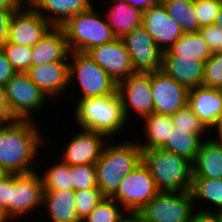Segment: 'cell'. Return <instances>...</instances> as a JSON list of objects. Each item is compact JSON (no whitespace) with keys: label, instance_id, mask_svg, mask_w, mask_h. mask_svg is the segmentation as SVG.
<instances>
[{"label":"cell","instance_id":"1","mask_svg":"<svg viewBox=\"0 0 222 222\" xmlns=\"http://www.w3.org/2000/svg\"><path fill=\"white\" fill-rule=\"evenodd\" d=\"M36 126L35 120L14 119L0 131V165L9 174L35 171L34 159L44 140Z\"/></svg>","mask_w":222,"mask_h":222},{"label":"cell","instance_id":"2","mask_svg":"<svg viewBox=\"0 0 222 222\" xmlns=\"http://www.w3.org/2000/svg\"><path fill=\"white\" fill-rule=\"evenodd\" d=\"M135 141H118L113 145L107 140L109 144H105L95 163L97 185L105 197H111L124 177L141 163L142 149Z\"/></svg>","mask_w":222,"mask_h":222},{"label":"cell","instance_id":"3","mask_svg":"<svg viewBox=\"0 0 222 222\" xmlns=\"http://www.w3.org/2000/svg\"><path fill=\"white\" fill-rule=\"evenodd\" d=\"M74 110L80 128L100 132L111 138L128 122L118 93L79 99ZM118 132V133H117Z\"/></svg>","mask_w":222,"mask_h":222},{"label":"cell","instance_id":"4","mask_svg":"<svg viewBox=\"0 0 222 222\" xmlns=\"http://www.w3.org/2000/svg\"><path fill=\"white\" fill-rule=\"evenodd\" d=\"M142 163L148 168L160 192L191 191L192 163L162 148L142 150Z\"/></svg>","mask_w":222,"mask_h":222},{"label":"cell","instance_id":"5","mask_svg":"<svg viewBox=\"0 0 222 222\" xmlns=\"http://www.w3.org/2000/svg\"><path fill=\"white\" fill-rule=\"evenodd\" d=\"M78 13L60 27L63 29L70 52L87 53L93 47L116 39L106 19L96 8Z\"/></svg>","mask_w":222,"mask_h":222},{"label":"cell","instance_id":"6","mask_svg":"<svg viewBox=\"0 0 222 222\" xmlns=\"http://www.w3.org/2000/svg\"><path fill=\"white\" fill-rule=\"evenodd\" d=\"M71 56V57H70ZM69 83L77 80L82 96L79 99L101 97L117 92V83L87 53L70 52Z\"/></svg>","mask_w":222,"mask_h":222},{"label":"cell","instance_id":"7","mask_svg":"<svg viewBox=\"0 0 222 222\" xmlns=\"http://www.w3.org/2000/svg\"><path fill=\"white\" fill-rule=\"evenodd\" d=\"M194 208L191 191L159 192L138 213L146 222H189Z\"/></svg>","mask_w":222,"mask_h":222},{"label":"cell","instance_id":"8","mask_svg":"<svg viewBox=\"0 0 222 222\" xmlns=\"http://www.w3.org/2000/svg\"><path fill=\"white\" fill-rule=\"evenodd\" d=\"M9 113L13 119L33 120V114L45 107L48 98L26 73H15L4 85Z\"/></svg>","mask_w":222,"mask_h":222},{"label":"cell","instance_id":"9","mask_svg":"<svg viewBox=\"0 0 222 222\" xmlns=\"http://www.w3.org/2000/svg\"><path fill=\"white\" fill-rule=\"evenodd\" d=\"M159 192L151 173L141 161L124 177L111 198L116 200L125 212H138Z\"/></svg>","mask_w":222,"mask_h":222},{"label":"cell","instance_id":"10","mask_svg":"<svg viewBox=\"0 0 222 222\" xmlns=\"http://www.w3.org/2000/svg\"><path fill=\"white\" fill-rule=\"evenodd\" d=\"M117 93L127 121L131 116V109L141 118L154 112L151 72H136L121 80L117 83Z\"/></svg>","mask_w":222,"mask_h":222},{"label":"cell","instance_id":"11","mask_svg":"<svg viewBox=\"0 0 222 222\" xmlns=\"http://www.w3.org/2000/svg\"><path fill=\"white\" fill-rule=\"evenodd\" d=\"M43 187L39 172L11 174L10 218L19 219L42 207Z\"/></svg>","mask_w":222,"mask_h":222},{"label":"cell","instance_id":"12","mask_svg":"<svg viewBox=\"0 0 222 222\" xmlns=\"http://www.w3.org/2000/svg\"><path fill=\"white\" fill-rule=\"evenodd\" d=\"M52 27L53 26L38 11L26 1L11 17L7 42L33 47Z\"/></svg>","mask_w":222,"mask_h":222},{"label":"cell","instance_id":"13","mask_svg":"<svg viewBox=\"0 0 222 222\" xmlns=\"http://www.w3.org/2000/svg\"><path fill=\"white\" fill-rule=\"evenodd\" d=\"M136 72H153L162 67V51L140 25L121 38Z\"/></svg>","mask_w":222,"mask_h":222},{"label":"cell","instance_id":"14","mask_svg":"<svg viewBox=\"0 0 222 222\" xmlns=\"http://www.w3.org/2000/svg\"><path fill=\"white\" fill-rule=\"evenodd\" d=\"M151 89L154 113L174 115L187 105L189 89L161 69L151 72Z\"/></svg>","mask_w":222,"mask_h":222},{"label":"cell","instance_id":"15","mask_svg":"<svg viewBox=\"0 0 222 222\" xmlns=\"http://www.w3.org/2000/svg\"><path fill=\"white\" fill-rule=\"evenodd\" d=\"M87 54L119 83L136 73L129 53L121 38L93 47Z\"/></svg>","mask_w":222,"mask_h":222},{"label":"cell","instance_id":"16","mask_svg":"<svg viewBox=\"0 0 222 222\" xmlns=\"http://www.w3.org/2000/svg\"><path fill=\"white\" fill-rule=\"evenodd\" d=\"M142 26L162 52L168 51L173 43L184 34L181 26L169 16L160 0L143 12Z\"/></svg>","mask_w":222,"mask_h":222},{"label":"cell","instance_id":"17","mask_svg":"<svg viewBox=\"0 0 222 222\" xmlns=\"http://www.w3.org/2000/svg\"><path fill=\"white\" fill-rule=\"evenodd\" d=\"M80 130L79 133H75V136L70 138L62 153L61 160L70 166L95 164L107 143L106 138L109 139L100 132L83 128Z\"/></svg>","mask_w":222,"mask_h":222},{"label":"cell","instance_id":"18","mask_svg":"<svg viewBox=\"0 0 222 222\" xmlns=\"http://www.w3.org/2000/svg\"><path fill=\"white\" fill-rule=\"evenodd\" d=\"M30 80L48 97L56 98L69 87V62H51L31 66L26 72Z\"/></svg>","mask_w":222,"mask_h":222},{"label":"cell","instance_id":"19","mask_svg":"<svg viewBox=\"0 0 222 222\" xmlns=\"http://www.w3.org/2000/svg\"><path fill=\"white\" fill-rule=\"evenodd\" d=\"M187 105L210 130L222 114V89L199 85L188 90Z\"/></svg>","mask_w":222,"mask_h":222},{"label":"cell","instance_id":"20","mask_svg":"<svg viewBox=\"0 0 222 222\" xmlns=\"http://www.w3.org/2000/svg\"><path fill=\"white\" fill-rule=\"evenodd\" d=\"M205 61L174 58L168 51L162 53V67L169 77L188 89L203 85Z\"/></svg>","mask_w":222,"mask_h":222},{"label":"cell","instance_id":"21","mask_svg":"<svg viewBox=\"0 0 222 222\" xmlns=\"http://www.w3.org/2000/svg\"><path fill=\"white\" fill-rule=\"evenodd\" d=\"M70 50L61 27H52L49 32L32 47V66L51 62H67Z\"/></svg>","mask_w":222,"mask_h":222},{"label":"cell","instance_id":"22","mask_svg":"<svg viewBox=\"0 0 222 222\" xmlns=\"http://www.w3.org/2000/svg\"><path fill=\"white\" fill-rule=\"evenodd\" d=\"M27 2H29L53 27H60L69 18L93 6L90 0H28ZM45 11L50 15L46 16Z\"/></svg>","mask_w":222,"mask_h":222},{"label":"cell","instance_id":"23","mask_svg":"<svg viewBox=\"0 0 222 222\" xmlns=\"http://www.w3.org/2000/svg\"><path fill=\"white\" fill-rule=\"evenodd\" d=\"M205 139L192 163V177L193 179L222 178V143L210 137Z\"/></svg>","mask_w":222,"mask_h":222},{"label":"cell","instance_id":"24","mask_svg":"<svg viewBox=\"0 0 222 222\" xmlns=\"http://www.w3.org/2000/svg\"><path fill=\"white\" fill-rule=\"evenodd\" d=\"M43 206L51 222H81L77 215L74 190H43Z\"/></svg>","mask_w":222,"mask_h":222},{"label":"cell","instance_id":"25","mask_svg":"<svg viewBox=\"0 0 222 222\" xmlns=\"http://www.w3.org/2000/svg\"><path fill=\"white\" fill-rule=\"evenodd\" d=\"M105 17L116 38H122L136 27L142 25L143 12L125 4L122 0H112Z\"/></svg>","mask_w":222,"mask_h":222},{"label":"cell","instance_id":"26","mask_svg":"<svg viewBox=\"0 0 222 222\" xmlns=\"http://www.w3.org/2000/svg\"><path fill=\"white\" fill-rule=\"evenodd\" d=\"M203 136L204 134H195L189 130L176 129L173 127V130L170 131L168 136V140H166L160 148L181 156L193 163L201 143L204 140Z\"/></svg>","mask_w":222,"mask_h":222},{"label":"cell","instance_id":"27","mask_svg":"<svg viewBox=\"0 0 222 222\" xmlns=\"http://www.w3.org/2000/svg\"><path fill=\"white\" fill-rule=\"evenodd\" d=\"M144 127L147 141L141 143L138 141L137 144L142 150L160 148L166 140L170 131L173 130L172 117L171 115H164L158 113H152L146 116L144 119Z\"/></svg>","mask_w":222,"mask_h":222},{"label":"cell","instance_id":"28","mask_svg":"<svg viewBox=\"0 0 222 222\" xmlns=\"http://www.w3.org/2000/svg\"><path fill=\"white\" fill-rule=\"evenodd\" d=\"M168 52L174 58H186L191 62L194 59L206 61L212 55V51L199 32L184 33L173 43Z\"/></svg>","mask_w":222,"mask_h":222},{"label":"cell","instance_id":"29","mask_svg":"<svg viewBox=\"0 0 222 222\" xmlns=\"http://www.w3.org/2000/svg\"><path fill=\"white\" fill-rule=\"evenodd\" d=\"M191 193L194 200V207L196 200L202 199L211 203L212 207L215 206V210L212 208H207L198 210L201 213H222V178L214 179H193ZM212 211H211V210Z\"/></svg>","mask_w":222,"mask_h":222},{"label":"cell","instance_id":"30","mask_svg":"<svg viewBox=\"0 0 222 222\" xmlns=\"http://www.w3.org/2000/svg\"><path fill=\"white\" fill-rule=\"evenodd\" d=\"M169 16L177 22L184 33L198 32V18L194 10V0H160Z\"/></svg>","mask_w":222,"mask_h":222},{"label":"cell","instance_id":"31","mask_svg":"<svg viewBox=\"0 0 222 222\" xmlns=\"http://www.w3.org/2000/svg\"><path fill=\"white\" fill-rule=\"evenodd\" d=\"M43 190H72L70 165L61 159L40 175Z\"/></svg>","mask_w":222,"mask_h":222},{"label":"cell","instance_id":"32","mask_svg":"<svg viewBox=\"0 0 222 222\" xmlns=\"http://www.w3.org/2000/svg\"><path fill=\"white\" fill-rule=\"evenodd\" d=\"M124 211L116 200L104 197L81 222H118L126 213Z\"/></svg>","mask_w":222,"mask_h":222},{"label":"cell","instance_id":"33","mask_svg":"<svg viewBox=\"0 0 222 222\" xmlns=\"http://www.w3.org/2000/svg\"><path fill=\"white\" fill-rule=\"evenodd\" d=\"M0 49L16 73H26L32 66V47L7 42Z\"/></svg>","mask_w":222,"mask_h":222},{"label":"cell","instance_id":"34","mask_svg":"<svg viewBox=\"0 0 222 222\" xmlns=\"http://www.w3.org/2000/svg\"><path fill=\"white\" fill-rule=\"evenodd\" d=\"M72 190L98 188L95 164L70 166Z\"/></svg>","mask_w":222,"mask_h":222},{"label":"cell","instance_id":"35","mask_svg":"<svg viewBox=\"0 0 222 222\" xmlns=\"http://www.w3.org/2000/svg\"><path fill=\"white\" fill-rule=\"evenodd\" d=\"M172 117V124L176 129L189 130L195 134H209V130L203 125L191 108L186 105L178 110Z\"/></svg>","mask_w":222,"mask_h":222},{"label":"cell","instance_id":"36","mask_svg":"<svg viewBox=\"0 0 222 222\" xmlns=\"http://www.w3.org/2000/svg\"><path fill=\"white\" fill-rule=\"evenodd\" d=\"M99 188L75 191L78 219L82 221L104 198Z\"/></svg>","mask_w":222,"mask_h":222},{"label":"cell","instance_id":"37","mask_svg":"<svg viewBox=\"0 0 222 222\" xmlns=\"http://www.w3.org/2000/svg\"><path fill=\"white\" fill-rule=\"evenodd\" d=\"M203 85L222 89V54L213 52L205 61Z\"/></svg>","mask_w":222,"mask_h":222},{"label":"cell","instance_id":"38","mask_svg":"<svg viewBox=\"0 0 222 222\" xmlns=\"http://www.w3.org/2000/svg\"><path fill=\"white\" fill-rule=\"evenodd\" d=\"M221 4L222 0H194V10L200 27L214 24Z\"/></svg>","mask_w":222,"mask_h":222},{"label":"cell","instance_id":"39","mask_svg":"<svg viewBox=\"0 0 222 222\" xmlns=\"http://www.w3.org/2000/svg\"><path fill=\"white\" fill-rule=\"evenodd\" d=\"M198 32L212 53L219 48L222 40V28L214 24L206 25L202 26Z\"/></svg>","mask_w":222,"mask_h":222},{"label":"cell","instance_id":"40","mask_svg":"<svg viewBox=\"0 0 222 222\" xmlns=\"http://www.w3.org/2000/svg\"><path fill=\"white\" fill-rule=\"evenodd\" d=\"M18 9L0 8V46L7 43L11 17Z\"/></svg>","mask_w":222,"mask_h":222},{"label":"cell","instance_id":"41","mask_svg":"<svg viewBox=\"0 0 222 222\" xmlns=\"http://www.w3.org/2000/svg\"><path fill=\"white\" fill-rule=\"evenodd\" d=\"M11 174L0 181V206L10 217Z\"/></svg>","mask_w":222,"mask_h":222},{"label":"cell","instance_id":"42","mask_svg":"<svg viewBox=\"0 0 222 222\" xmlns=\"http://www.w3.org/2000/svg\"><path fill=\"white\" fill-rule=\"evenodd\" d=\"M15 73L5 54L0 49V85L4 86Z\"/></svg>","mask_w":222,"mask_h":222},{"label":"cell","instance_id":"43","mask_svg":"<svg viewBox=\"0 0 222 222\" xmlns=\"http://www.w3.org/2000/svg\"><path fill=\"white\" fill-rule=\"evenodd\" d=\"M125 4L131 5L132 7L144 12L148 8H151L159 0H122Z\"/></svg>","mask_w":222,"mask_h":222},{"label":"cell","instance_id":"44","mask_svg":"<svg viewBox=\"0 0 222 222\" xmlns=\"http://www.w3.org/2000/svg\"><path fill=\"white\" fill-rule=\"evenodd\" d=\"M189 222H217V214L195 212Z\"/></svg>","mask_w":222,"mask_h":222},{"label":"cell","instance_id":"45","mask_svg":"<svg viewBox=\"0 0 222 222\" xmlns=\"http://www.w3.org/2000/svg\"><path fill=\"white\" fill-rule=\"evenodd\" d=\"M26 0H0V8L19 9Z\"/></svg>","mask_w":222,"mask_h":222},{"label":"cell","instance_id":"46","mask_svg":"<svg viewBox=\"0 0 222 222\" xmlns=\"http://www.w3.org/2000/svg\"><path fill=\"white\" fill-rule=\"evenodd\" d=\"M118 222H146L138 212H126Z\"/></svg>","mask_w":222,"mask_h":222},{"label":"cell","instance_id":"47","mask_svg":"<svg viewBox=\"0 0 222 222\" xmlns=\"http://www.w3.org/2000/svg\"><path fill=\"white\" fill-rule=\"evenodd\" d=\"M217 130V134L215 137L217 138H212V140L217 141L219 143H222V114L217 118L216 123L211 127L210 129V133L211 131H213V129Z\"/></svg>","mask_w":222,"mask_h":222},{"label":"cell","instance_id":"48","mask_svg":"<svg viewBox=\"0 0 222 222\" xmlns=\"http://www.w3.org/2000/svg\"><path fill=\"white\" fill-rule=\"evenodd\" d=\"M14 119L11 117L9 111H0V131L8 126Z\"/></svg>","mask_w":222,"mask_h":222},{"label":"cell","instance_id":"49","mask_svg":"<svg viewBox=\"0 0 222 222\" xmlns=\"http://www.w3.org/2000/svg\"><path fill=\"white\" fill-rule=\"evenodd\" d=\"M0 111H9L5 87L3 85H0Z\"/></svg>","mask_w":222,"mask_h":222},{"label":"cell","instance_id":"50","mask_svg":"<svg viewBox=\"0 0 222 222\" xmlns=\"http://www.w3.org/2000/svg\"><path fill=\"white\" fill-rule=\"evenodd\" d=\"M214 25L222 28V4H221L220 9L218 11V15L215 17Z\"/></svg>","mask_w":222,"mask_h":222},{"label":"cell","instance_id":"51","mask_svg":"<svg viewBox=\"0 0 222 222\" xmlns=\"http://www.w3.org/2000/svg\"><path fill=\"white\" fill-rule=\"evenodd\" d=\"M8 219L11 218L8 216L6 210L0 206V222H8Z\"/></svg>","mask_w":222,"mask_h":222},{"label":"cell","instance_id":"52","mask_svg":"<svg viewBox=\"0 0 222 222\" xmlns=\"http://www.w3.org/2000/svg\"><path fill=\"white\" fill-rule=\"evenodd\" d=\"M9 175V172L0 165V181L4 180Z\"/></svg>","mask_w":222,"mask_h":222},{"label":"cell","instance_id":"53","mask_svg":"<svg viewBox=\"0 0 222 222\" xmlns=\"http://www.w3.org/2000/svg\"><path fill=\"white\" fill-rule=\"evenodd\" d=\"M216 53L222 54V40L219 48L215 51Z\"/></svg>","mask_w":222,"mask_h":222},{"label":"cell","instance_id":"54","mask_svg":"<svg viewBox=\"0 0 222 222\" xmlns=\"http://www.w3.org/2000/svg\"><path fill=\"white\" fill-rule=\"evenodd\" d=\"M217 222H222V213L217 214Z\"/></svg>","mask_w":222,"mask_h":222}]
</instances>
